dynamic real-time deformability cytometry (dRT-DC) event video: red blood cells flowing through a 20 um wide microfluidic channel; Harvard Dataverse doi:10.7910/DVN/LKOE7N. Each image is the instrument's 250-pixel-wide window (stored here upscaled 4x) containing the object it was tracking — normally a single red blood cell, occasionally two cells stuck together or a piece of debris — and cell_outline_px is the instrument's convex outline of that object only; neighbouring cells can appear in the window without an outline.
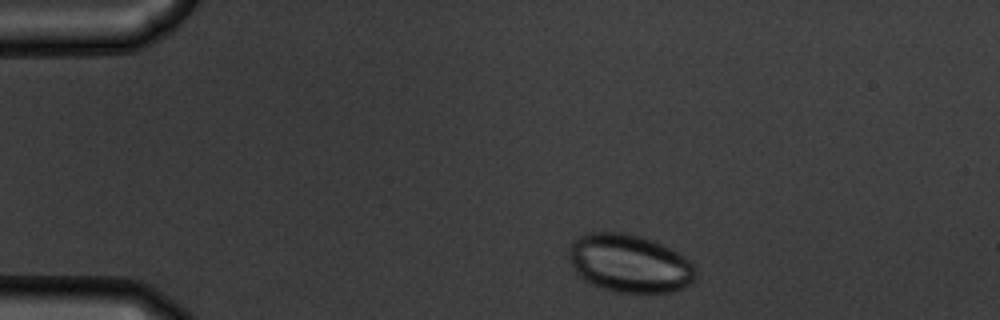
{"species": "common noctule bat (a hibernating species)", "species_latin": "Nyctalus noctula", "temperature_condition": "warm", "stored_images_in_passage": 46, "camera_frame_rate_fps": 3000, "um_per_image_px": 0.085, "animal": {"sex": "male", "body_mass_g": 19.5, "forearm_length_mm": 54.6}, "frame": {"image": 1, "passage_image": 1, "time_ms": 0.0, "image_size_px": [1000, 320], "cell_outline_px": [[696, 276], [692, 284], [672, 292], [616, 292], [592, 284], [584, 280], [572, 268], [568, 256], [568, 248], [572, 240], [584, 232], [620, 232], [640, 236], [652, 240], [692, 260], [696, 268]], "centroid_in_image_um": [53.49, 22.38], "position_along_channel_um": 31.5, "area_um2": 43.23}}
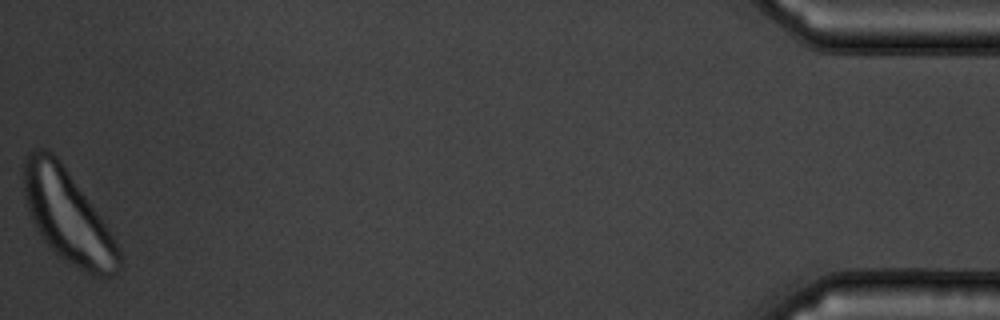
{"frame": {"image": 2, "passage_image": 46, "time_ms": 15.0, "image_size_px": [1000, 320], "cell_outline_px": [[120, 268], [112, 276], [92, 276], [84, 272], [60, 256], [44, 240], [36, 228], [32, 220], [28, 208], [24, 192], [24, 160], [28, 152], [36, 148], [44, 148], [52, 152], [56, 156], [112, 232], [120, 248]], "centroid_in_image_um": [5.77, 18.39], "position_along_channel_um": 429.4, "area_um2": 50.63}}